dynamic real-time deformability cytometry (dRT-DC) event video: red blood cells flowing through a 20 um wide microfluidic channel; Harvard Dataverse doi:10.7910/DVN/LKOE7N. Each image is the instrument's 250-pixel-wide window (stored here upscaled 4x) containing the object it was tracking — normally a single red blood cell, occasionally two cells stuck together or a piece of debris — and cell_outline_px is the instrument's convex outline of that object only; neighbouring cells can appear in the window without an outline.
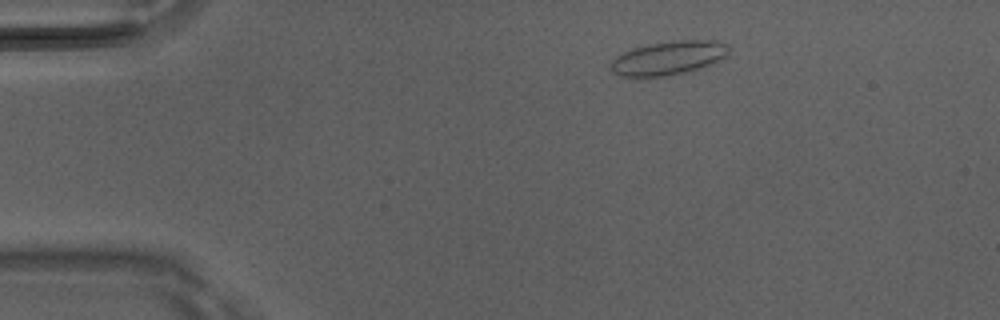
{"species": "Egyptian fruit bat (a non-hibernating species)", "species_latin": "Rousettus aegyptiacus", "temperature_condition": "room temperature", "stored_images_in_passage": 2, "camera_frame_rate_fps": 3000, "um_per_image_px": 0.085, "animal": {"sex": "male"}, "frame": {"image": 1, "passage_image": 2, "time_ms": 0.333, "image_size_px": [1000, 320], "cell_outline_px": [[728, 52], [724, 56], [692, 72], [636, 80], [620, 76], [612, 72], [608, 68], [608, 64], [616, 56], [632, 48], [648, 44], [672, 40], [716, 40], [728, 44]], "centroid_in_image_um": [56.7, 4.97], "position_along_channel_um": 28.3, "area_um2": 23.99}}